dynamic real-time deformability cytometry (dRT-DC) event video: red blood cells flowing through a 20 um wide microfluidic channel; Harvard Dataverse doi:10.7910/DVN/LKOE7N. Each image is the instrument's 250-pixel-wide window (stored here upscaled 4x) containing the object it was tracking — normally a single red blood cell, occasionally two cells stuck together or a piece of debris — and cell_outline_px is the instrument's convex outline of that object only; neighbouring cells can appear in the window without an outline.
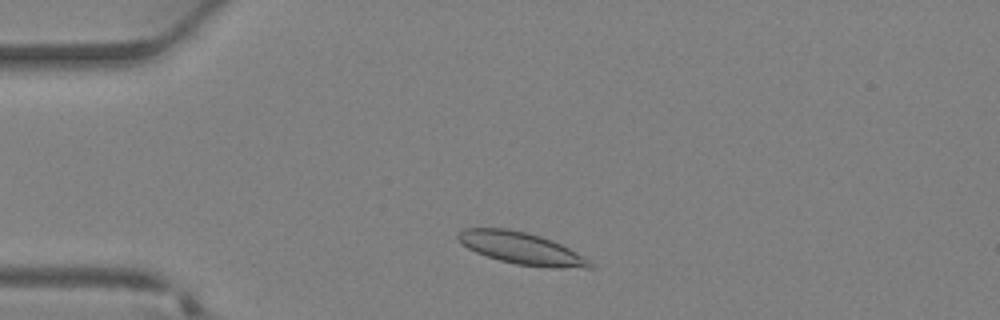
{"species": "Egyptian fruit bat (a non-hibernating species)", "species_latin": "Rousettus aegyptiacus", "temperature_condition": "warm", "stored_images_in_passage": 32, "camera_frame_rate_fps": 3000, "um_per_image_px": 0.085, "animal": {"sex": "female"}, "frame": {"image": 1, "passage_image": 4, "time_ms": 1.0, "image_size_px": [1000, 320], "cell_outline_px": [[596, 264], [592, 268], [552, 268], [516, 264], [500, 260], [476, 252], [468, 248], [456, 236], [456, 232], [464, 228], [508, 228], [528, 232], [552, 240], [576, 252]], "centroid_in_image_um": [44.34, 21.1], "position_along_channel_um": 40.7, "area_um2": 24.57}}
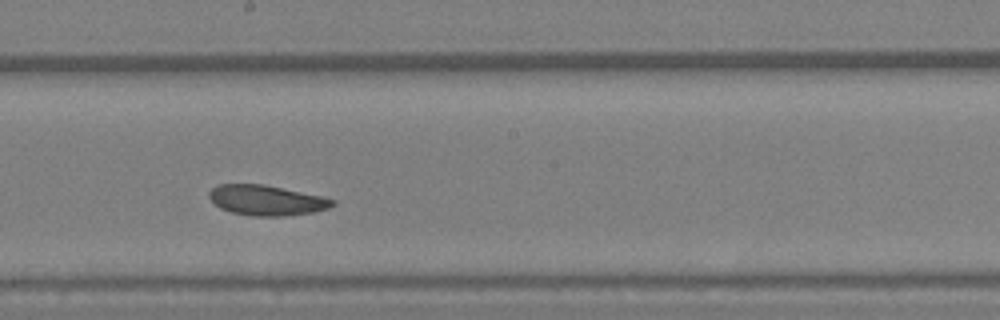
{"frame": {"image": 2, "passage_image": 16, "time_ms": 5.0, "image_size_px": [1000, 320], "cell_outline_px": [[336, 204], [328, 208], [312, 212], [284, 216], [252, 216], [232, 212], [220, 208], [208, 196], [208, 192], [216, 184], [264, 184], [320, 196], [336, 200]], "centroid_in_image_um": [22.63, 17.02], "position_along_channel_um": 225.6, "area_um2": 21.62}}
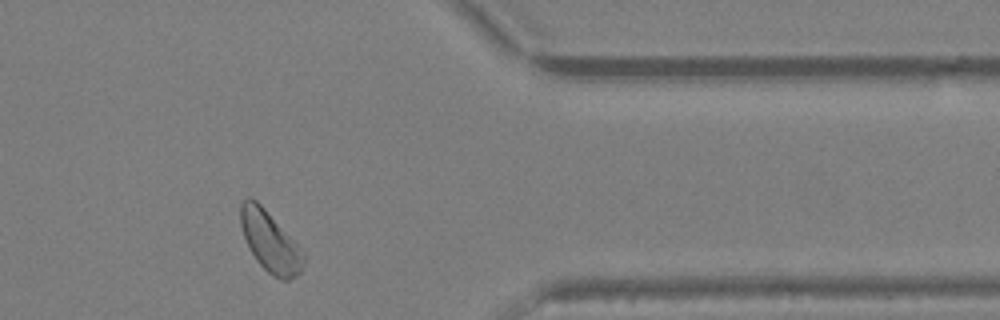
{"frame": {"image": 3, "passage_image": 26, "time_ms": 8.333, "image_size_px": [1000, 320], "cell_outline_px": [[304, 264], [300, 272], [296, 276], [288, 280], [280, 280], [272, 276], [256, 260], [244, 236], [240, 224], [240, 204], [248, 196], [252, 196], [264, 208], [304, 252]], "centroid_in_image_um": [22.95, 20.54], "position_along_channel_um": 388.5, "area_um2": 21.91}}